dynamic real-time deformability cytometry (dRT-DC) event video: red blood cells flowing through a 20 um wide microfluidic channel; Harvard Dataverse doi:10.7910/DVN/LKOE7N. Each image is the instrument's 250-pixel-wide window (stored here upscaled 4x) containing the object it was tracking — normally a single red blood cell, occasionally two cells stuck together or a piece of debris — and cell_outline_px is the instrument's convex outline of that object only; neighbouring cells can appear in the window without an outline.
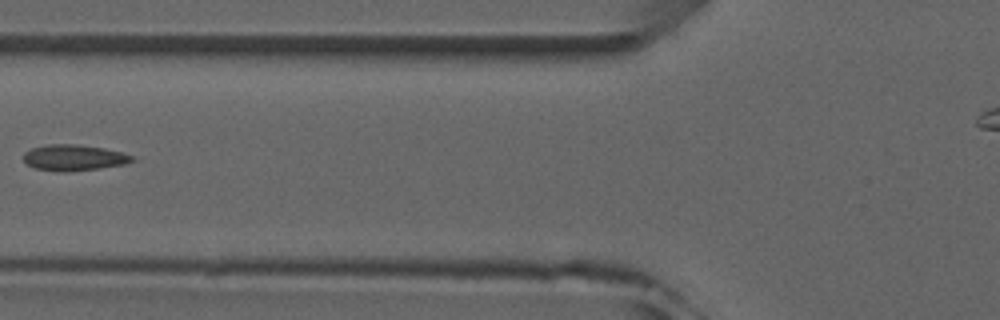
{"species": "common noctule bat (a hibernating species)", "species_latin": "Nyctalus noctula", "temperature_condition": "room temperature", "stored_images_in_passage": 6, "camera_frame_rate_fps": 3000, "um_per_image_px": 0.085, "animal": {"sex": "male", "forearm_length_mm": 52.5}, "frame": {"image": 1, "passage_image": 6, "time_ms": 5.333, "image_size_px": [1000, 320], "cell_outline_px": [[132, 160], [124, 164], [96, 168], [64, 172], [60, 172], [36, 168], [28, 164], [24, 160], [24, 152], [32, 148], [48, 144], [76, 144], [104, 148], [120, 152], [132, 156]], "centroid_in_image_um": [6.23, 13.39], "position_along_channel_um": 119.6, "area_um2": 16.07}}